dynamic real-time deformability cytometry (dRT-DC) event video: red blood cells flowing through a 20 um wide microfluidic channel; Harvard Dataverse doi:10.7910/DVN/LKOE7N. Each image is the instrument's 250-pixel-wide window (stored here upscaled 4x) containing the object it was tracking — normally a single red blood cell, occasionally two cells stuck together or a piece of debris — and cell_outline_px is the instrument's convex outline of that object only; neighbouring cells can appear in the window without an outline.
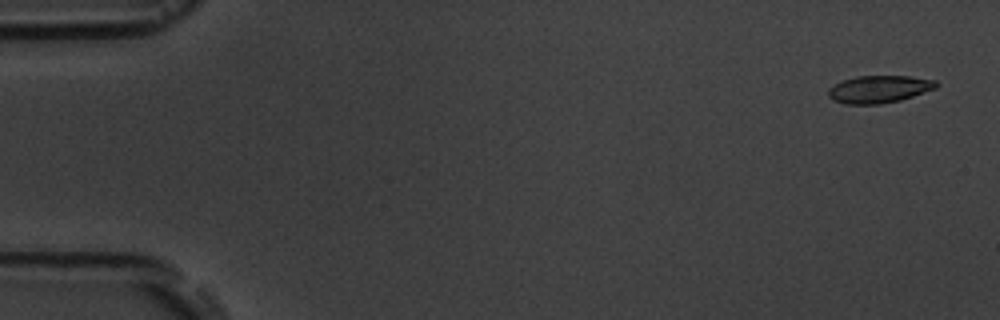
{"species": "common noctule bat (a hibernating species)", "species_latin": "Nyctalus noctula", "temperature_condition": "room temperature", "stored_images_in_passage": 4, "camera_frame_rate_fps": 3000, "um_per_image_px": 0.085, "animal": {"sex": "male", "body_mass_g": 19.5, "forearm_length_mm": 54.6}, "frame": {"image": 1, "passage_image": 1, "time_ms": 0.0, "image_size_px": [1000, 320], "cell_outline_px": [[940, 84], [936, 88], [900, 100], [880, 104], [844, 104], [832, 100], [828, 96], [828, 88], [840, 80], [856, 76], [908, 76], [936, 80]], "centroid_in_image_um": [74.68, 7.57], "position_along_channel_um": 10.3, "area_um2": 17.4}}